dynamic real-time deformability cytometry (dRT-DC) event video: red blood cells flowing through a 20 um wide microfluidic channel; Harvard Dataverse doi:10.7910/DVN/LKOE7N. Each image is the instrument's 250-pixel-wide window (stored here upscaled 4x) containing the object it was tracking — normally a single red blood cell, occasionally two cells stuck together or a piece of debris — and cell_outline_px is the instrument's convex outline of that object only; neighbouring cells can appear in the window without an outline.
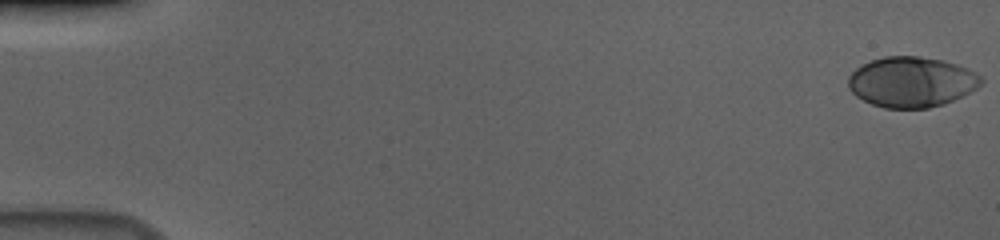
{"species": "human", "species_latin": "Homo sapiens", "temperature_condition": "cold", "stored_images_in_passage": 57, "camera_frame_rate_fps": 3000, "um_per_image_px": 0.085, "donor": {"sex": "male"}, "frame": {"image": 1, "passage_image": 1, "time_ms": 0.0, "image_size_px": [1000, 240], "cell_outline_px": [[984, 80], [976, 88], [944, 104], [928, 108], [884, 108], [872, 104], [856, 96], [848, 88], [848, 76], [856, 68], [872, 60], [884, 56], [920, 56], [944, 60], [956, 64], [980, 76]], "centroid_in_image_um": [77.44, 6.96], "position_along_channel_um": 7.6, "area_um2": 38.73}}
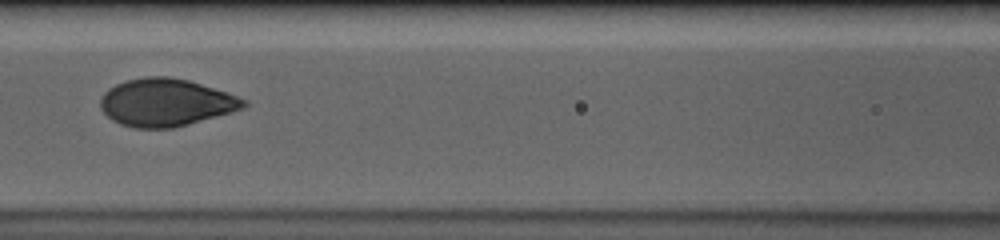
{"frame": {"image": 2, "passage_image": 27, "time_ms": 8.667, "image_size_px": [1000, 240], "cell_outline_px": [[248, 104], [244, 108], [232, 112], [172, 128], [132, 128], [120, 124], [112, 120], [100, 108], [100, 100], [104, 92], [108, 88], [116, 84], [128, 80], [148, 76], [168, 76], [188, 80], [248, 100]], "centroid_in_image_um": [14.07, 8.71], "position_along_channel_um": 152.5, "area_um2": 39.48}}
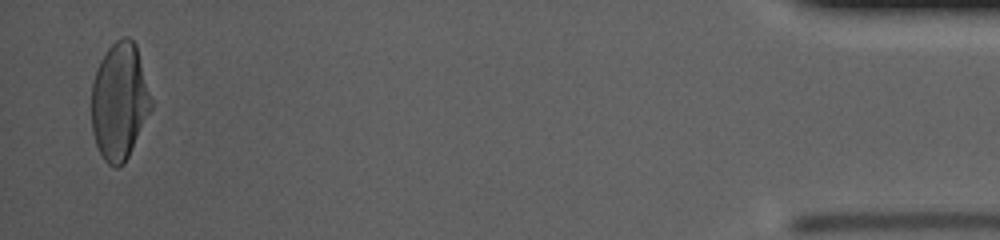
{"frame": {"image": 3, "passage_image": 56, "time_ms": 18.333, "image_size_px": [1000, 240], "cell_outline_px": [[152, 108], [124, 164], [116, 168], [108, 164], [104, 160], [96, 144], [92, 132], [92, 84], [100, 60], [108, 48], [116, 40], [124, 36], [128, 36], [136, 44], [152, 100]], "centroid_in_image_um": [10.15, 8.61], "position_along_channel_um": 425.0, "area_um2": 40.46}, "authors_computed_cell_mechanics": {"area_um2": 39.4774, "velocity_mm_per_s": 3.6547, "shape_relaxation_time_tau1_ms": 3.4207, "shape_relaxation_time_tau2_ms": null, "deformation_change_tau1": 0.1805, "deformation_change_tau2": null}}